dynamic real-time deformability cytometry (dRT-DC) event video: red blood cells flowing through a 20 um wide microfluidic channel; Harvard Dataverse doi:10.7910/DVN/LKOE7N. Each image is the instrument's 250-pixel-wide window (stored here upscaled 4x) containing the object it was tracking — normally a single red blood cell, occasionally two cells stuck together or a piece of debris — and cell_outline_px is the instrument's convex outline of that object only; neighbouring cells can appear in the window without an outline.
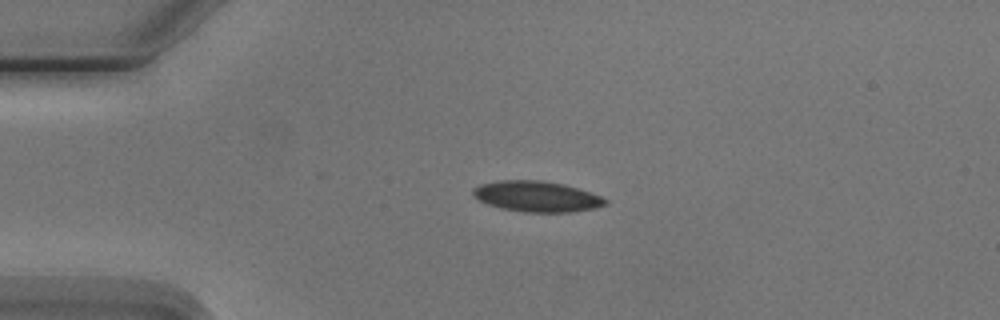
{"species": "Egyptian fruit bat (a non-hibernating species)", "species_latin": "Rousettus aegyptiacus", "temperature_condition": "cold", "stored_images_in_passage": 4, "camera_frame_rate_fps": 3000, "um_per_image_px": 0.085, "animal": {"sex": "male"}, "frame": {"image": 1, "passage_image": 3, "time_ms": 2.333, "image_size_px": [1000, 320], "cell_outline_px": [[608, 204], [592, 208], [572, 212], [524, 212], [500, 208], [488, 204], [480, 200], [472, 192], [472, 188], [480, 184], [500, 180], [540, 180], [564, 184], [600, 196], [608, 200]], "centroid_in_image_um": [45.61, 16.69], "position_along_channel_um": 39.4, "area_um2": 23.47}}